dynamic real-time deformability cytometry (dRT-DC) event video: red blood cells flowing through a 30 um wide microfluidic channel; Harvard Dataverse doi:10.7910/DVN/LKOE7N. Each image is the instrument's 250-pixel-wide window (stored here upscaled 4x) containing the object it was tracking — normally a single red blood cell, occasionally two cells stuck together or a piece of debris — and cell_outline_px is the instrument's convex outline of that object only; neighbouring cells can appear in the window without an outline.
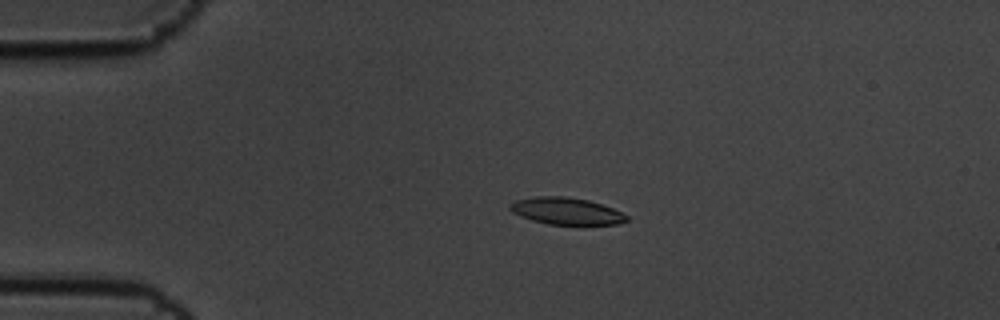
{"species": "common noctule bat (a hibernating species)", "species_latin": "Nyctalus noctula", "temperature_condition": "cold", "stored_images_in_passage": 5, "camera_frame_rate_fps": 3000, "um_per_image_px": 0.085, "animal": {"sex": "male", "body_mass_g": 19.5, "forearm_length_mm": 54.6}, "frame": {"image": 1, "passage_image": 4, "time_ms": 1.0, "image_size_px": [1000, 320], "cell_outline_px": [[628, 220], [616, 224], [548, 224], [532, 220], [520, 216], [512, 212], [508, 208], [508, 204], [516, 200], [536, 196], [568, 196], [588, 200], [612, 208], [628, 216]], "centroid_in_image_um": [48.08, 17.93], "position_along_channel_um": 36.9, "area_um2": 18.21}}